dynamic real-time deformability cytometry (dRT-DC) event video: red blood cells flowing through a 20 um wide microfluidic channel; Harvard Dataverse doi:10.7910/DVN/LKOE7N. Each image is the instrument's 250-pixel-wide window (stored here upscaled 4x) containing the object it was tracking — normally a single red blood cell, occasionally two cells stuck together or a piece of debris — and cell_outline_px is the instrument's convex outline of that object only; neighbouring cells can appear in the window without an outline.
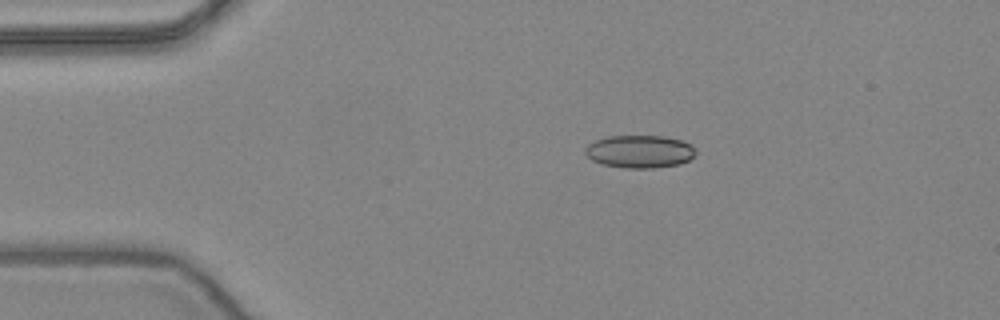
{"species": "common noctule bat (a hibernating species)", "species_latin": "Nyctalus noctula", "temperature_condition": "warm", "stored_images_in_passage": 52, "camera_frame_rate_fps": 3000, "um_per_image_px": 0.085, "animal": {"sex": "female", "body_mass_g": 24.6, "forearm_length_mm": 56.2}, "frame": {"image": 1, "passage_image": 10, "time_ms": 3.0, "image_size_px": [1000, 320], "cell_outline_px": [[696, 156], [680, 164], [652, 168], [624, 168], [604, 164], [592, 160], [584, 152], [584, 148], [588, 144], [596, 140], [608, 136], [664, 136], [680, 140], [692, 144], [696, 152]], "centroid_in_image_um": [54.39, 12.88], "position_along_channel_um": 30.6, "area_um2": 21.15}}
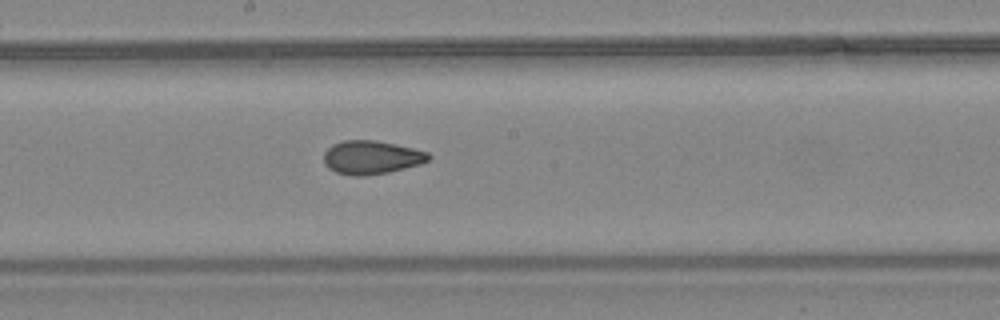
{"frame": {"image": 2, "passage_image": 28, "time_ms": 9.0, "image_size_px": [1000, 320], "cell_outline_px": [[432, 156], [428, 160], [420, 164], [388, 172], [364, 176], [356, 176], [336, 172], [328, 168], [324, 164], [324, 152], [332, 144], [344, 140], [376, 140], [396, 144], [428, 152]], "centroid_in_image_um": [31.56, 13.37], "position_along_channel_um": 216.6, "area_um2": 20.46}}
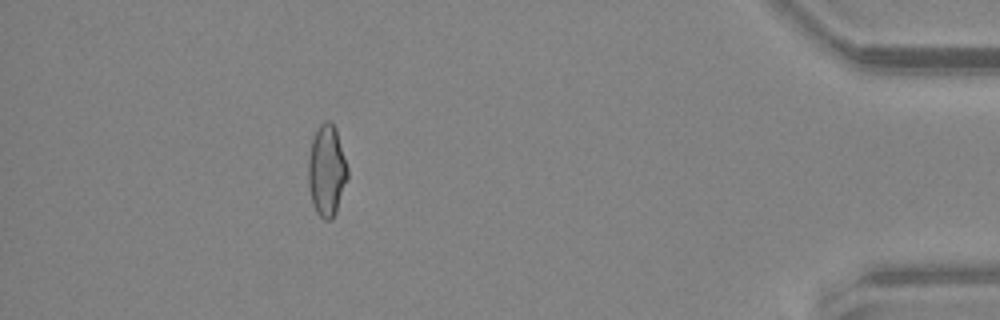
{"frame": {"image": 3, "passage_image": 47, "time_ms": 15.333, "image_size_px": [1000, 320], "cell_outline_px": [[348, 176], [336, 212], [332, 220], [324, 220], [316, 212], [312, 204], [308, 184], [308, 160], [312, 136], [316, 128], [324, 120], [328, 120], [336, 128], [348, 168]], "centroid_in_image_um": [27.75, 14.49], "position_along_channel_um": 407.4, "area_um2": 21.15}, "authors_computed_cell_mechanics": {"area_um2": 20.6924, "velocity_mm_per_s": 3.9174, "shape_relaxation_time_tau1_ms": 7.8467, "shape_relaxation_time_tau2_ms": 1.9862, "deformation_change_tau1": 0.1554, "deformation_change_tau2": 0.0732}}